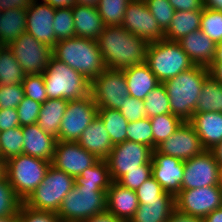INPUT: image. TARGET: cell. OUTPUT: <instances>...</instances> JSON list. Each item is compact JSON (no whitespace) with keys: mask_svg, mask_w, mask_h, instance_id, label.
<instances>
[{"mask_svg":"<svg viewBox=\"0 0 222 222\" xmlns=\"http://www.w3.org/2000/svg\"><path fill=\"white\" fill-rule=\"evenodd\" d=\"M53 57L67 64L90 82L107 67L97 41L82 37L60 40L52 48Z\"/></svg>","mask_w":222,"mask_h":222,"instance_id":"3957f363","label":"cell"},{"mask_svg":"<svg viewBox=\"0 0 222 222\" xmlns=\"http://www.w3.org/2000/svg\"><path fill=\"white\" fill-rule=\"evenodd\" d=\"M209 70L210 74L222 84V61H214Z\"/></svg>","mask_w":222,"mask_h":222,"instance_id":"6f0895ef","label":"cell"},{"mask_svg":"<svg viewBox=\"0 0 222 222\" xmlns=\"http://www.w3.org/2000/svg\"><path fill=\"white\" fill-rule=\"evenodd\" d=\"M189 123L194 127L205 150L222 142V112L194 113Z\"/></svg>","mask_w":222,"mask_h":222,"instance_id":"cb8c5ba5","label":"cell"},{"mask_svg":"<svg viewBox=\"0 0 222 222\" xmlns=\"http://www.w3.org/2000/svg\"><path fill=\"white\" fill-rule=\"evenodd\" d=\"M50 165L51 162L26 154L6 160L5 176L22 202L41 184Z\"/></svg>","mask_w":222,"mask_h":222,"instance_id":"8992f818","label":"cell"},{"mask_svg":"<svg viewBox=\"0 0 222 222\" xmlns=\"http://www.w3.org/2000/svg\"><path fill=\"white\" fill-rule=\"evenodd\" d=\"M222 207V188L219 185L181 190L175 196V208L182 213L205 218Z\"/></svg>","mask_w":222,"mask_h":222,"instance_id":"4fadbf2b","label":"cell"},{"mask_svg":"<svg viewBox=\"0 0 222 222\" xmlns=\"http://www.w3.org/2000/svg\"><path fill=\"white\" fill-rule=\"evenodd\" d=\"M23 154L52 162L57 139L37 124L22 126Z\"/></svg>","mask_w":222,"mask_h":222,"instance_id":"7402d4cb","label":"cell"},{"mask_svg":"<svg viewBox=\"0 0 222 222\" xmlns=\"http://www.w3.org/2000/svg\"><path fill=\"white\" fill-rule=\"evenodd\" d=\"M23 202L16 196L13 187L7 177L0 179V217L18 215Z\"/></svg>","mask_w":222,"mask_h":222,"instance_id":"60d3db41","label":"cell"},{"mask_svg":"<svg viewBox=\"0 0 222 222\" xmlns=\"http://www.w3.org/2000/svg\"><path fill=\"white\" fill-rule=\"evenodd\" d=\"M121 26L148 43L164 39V31L158 25L144 0H132L127 5Z\"/></svg>","mask_w":222,"mask_h":222,"instance_id":"5bb4252c","label":"cell"},{"mask_svg":"<svg viewBox=\"0 0 222 222\" xmlns=\"http://www.w3.org/2000/svg\"><path fill=\"white\" fill-rule=\"evenodd\" d=\"M132 0H99L97 10L105 26L121 25L127 5Z\"/></svg>","mask_w":222,"mask_h":222,"instance_id":"8d00e7d4","label":"cell"},{"mask_svg":"<svg viewBox=\"0 0 222 222\" xmlns=\"http://www.w3.org/2000/svg\"><path fill=\"white\" fill-rule=\"evenodd\" d=\"M126 78L129 96L144 100L160 83L146 63L122 69Z\"/></svg>","mask_w":222,"mask_h":222,"instance_id":"484cf974","label":"cell"},{"mask_svg":"<svg viewBox=\"0 0 222 222\" xmlns=\"http://www.w3.org/2000/svg\"><path fill=\"white\" fill-rule=\"evenodd\" d=\"M145 63L161 83L195 65L177 41L166 39L148 43Z\"/></svg>","mask_w":222,"mask_h":222,"instance_id":"5b68a950","label":"cell"},{"mask_svg":"<svg viewBox=\"0 0 222 222\" xmlns=\"http://www.w3.org/2000/svg\"><path fill=\"white\" fill-rule=\"evenodd\" d=\"M204 6L222 11V0H204Z\"/></svg>","mask_w":222,"mask_h":222,"instance_id":"6125c7cd","label":"cell"},{"mask_svg":"<svg viewBox=\"0 0 222 222\" xmlns=\"http://www.w3.org/2000/svg\"><path fill=\"white\" fill-rule=\"evenodd\" d=\"M8 48L26 75L43 74L53 56L50 46L41 43L27 32L17 38Z\"/></svg>","mask_w":222,"mask_h":222,"instance_id":"7c38bea8","label":"cell"},{"mask_svg":"<svg viewBox=\"0 0 222 222\" xmlns=\"http://www.w3.org/2000/svg\"><path fill=\"white\" fill-rule=\"evenodd\" d=\"M151 176L152 165L145 163L140 166V169H133L125 173L116 182L123 187L136 191Z\"/></svg>","mask_w":222,"mask_h":222,"instance_id":"bcb514c9","label":"cell"},{"mask_svg":"<svg viewBox=\"0 0 222 222\" xmlns=\"http://www.w3.org/2000/svg\"><path fill=\"white\" fill-rule=\"evenodd\" d=\"M214 61H222V40L217 44L216 56Z\"/></svg>","mask_w":222,"mask_h":222,"instance_id":"e7e4bbea","label":"cell"},{"mask_svg":"<svg viewBox=\"0 0 222 222\" xmlns=\"http://www.w3.org/2000/svg\"><path fill=\"white\" fill-rule=\"evenodd\" d=\"M97 115L98 108L91 94L81 99L69 100L57 140L77 142Z\"/></svg>","mask_w":222,"mask_h":222,"instance_id":"30bf717a","label":"cell"},{"mask_svg":"<svg viewBox=\"0 0 222 222\" xmlns=\"http://www.w3.org/2000/svg\"><path fill=\"white\" fill-rule=\"evenodd\" d=\"M25 76L12 52L8 47H4L0 51V85L22 84Z\"/></svg>","mask_w":222,"mask_h":222,"instance_id":"836d02e7","label":"cell"},{"mask_svg":"<svg viewBox=\"0 0 222 222\" xmlns=\"http://www.w3.org/2000/svg\"><path fill=\"white\" fill-rule=\"evenodd\" d=\"M152 152L151 147L129 140L114 145L106 159L111 180L117 181L125 173L151 163Z\"/></svg>","mask_w":222,"mask_h":222,"instance_id":"8fae6325","label":"cell"},{"mask_svg":"<svg viewBox=\"0 0 222 222\" xmlns=\"http://www.w3.org/2000/svg\"><path fill=\"white\" fill-rule=\"evenodd\" d=\"M209 75L208 67L194 65L163 82L173 115L179 117L183 122H189L192 119L202 85Z\"/></svg>","mask_w":222,"mask_h":222,"instance_id":"7a4b0ae2","label":"cell"},{"mask_svg":"<svg viewBox=\"0 0 222 222\" xmlns=\"http://www.w3.org/2000/svg\"><path fill=\"white\" fill-rule=\"evenodd\" d=\"M138 207L139 201L136 191L112 181L106 192V211L129 222Z\"/></svg>","mask_w":222,"mask_h":222,"instance_id":"44dd1931","label":"cell"},{"mask_svg":"<svg viewBox=\"0 0 222 222\" xmlns=\"http://www.w3.org/2000/svg\"><path fill=\"white\" fill-rule=\"evenodd\" d=\"M149 119L153 131V150L156 149L158 144L171 136L183 123L179 117L172 113L156 115Z\"/></svg>","mask_w":222,"mask_h":222,"instance_id":"e575fe53","label":"cell"},{"mask_svg":"<svg viewBox=\"0 0 222 222\" xmlns=\"http://www.w3.org/2000/svg\"><path fill=\"white\" fill-rule=\"evenodd\" d=\"M152 177L162 186L165 192L176 196L181 191L184 175V161L179 158L152 152Z\"/></svg>","mask_w":222,"mask_h":222,"instance_id":"d6986e66","label":"cell"},{"mask_svg":"<svg viewBox=\"0 0 222 222\" xmlns=\"http://www.w3.org/2000/svg\"><path fill=\"white\" fill-rule=\"evenodd\" d=\"M26 10L14 8L3 11L0 17V44L8 47L23 33H26Z\"/></svg>","mask_w":222,"mask_h":222,"instance_id":"83f0119b","label":"cell"},{"mask_svg":"<svg viewBox=\"0 0 222 222\" xmlns=\"http://www.w3.org/2000/svg\"><path fill=\"white\" fill-rule=\"evenodd\" d=\"M24 96L22 84L0 85V109L17 108Z\"/></svg>","mask_w":222,"mask_h":222,"instance_id":"c3c4849f","label":"cell"},{"mask_svg":"<svg viewBox=\"0 0 222 222\" xmlns=\"http://www.w3.org/2000/svg\"><path fill=\"white\" fill-rule=\"evenodd\" d=\"M218 172H219L218 183L219 186L222 188V163H218Z\"/></svg>","mask_w":222,"mask_h":222,"instance_id":"a7ac6f4b","label":"cell"},{"mask_svg":"<svg viewBox=\"0 0 222 222\" xmlns=\"http://www.w3.org/2000/svg\"><path fill=\"white\" fill-rule=\"evenodd\" d=\"M41 105V103L24 96L16 108L20 126L37 124Z\"/></svg>","mask_w":222,"mask_h":222,"instance_id":"7dc6e473","label":"cell"},{"mask_svg":"<svg viewBox=\"0 0 222 222\" xmlns=\"http://www.w3.org/2000/svg\"><path fill=\"white\" fill-rule=\"evenodd\" d=\"M34 0H0V11L12 10L14 8L27 10Z\"/></svg>","mask_w":222,"mask_h":222,"instance_id":"db71d44e","label":"cell"},{"mask_svg":"<svg viewBox=\"0 0 222 222\" xmlns=\"http://www.w3.org/2000/svg\"><path fill=\"white\" fill-rule=\"evenodd\" d=\"M69 100L47 99L41 105L37 125L46 133L56 139L59 136L61 121L65 114Z\"/></svg>","mask_w":222,"mask_h":222,"instance_id":"4316f807","label":"cell"},{"mask_svg":"<svg viewBox=\"0 0 222 222\" xmlns=\"http://www.w3.org/2000/svg\"><path fill=\"white\" fill-rule=\"evenodd\" d=\"M166 222H203V218L187 215L175 208Z\"/></svg>","mask_w":222,"mask_h":222,"instance_id":"11a10c76","label":"cell"},{"mask_svg":"<svg viewBox=\"0 0 222 222\" xmlns=\"http://www.w3.org/2000/svg\"><path fill=\"white\" fill-rule=\"evenodd\" d=\"M203 222H222V207L217 208L203 218Z\"/></svg>","mask_w":222,"mask_h":222,"instance_id":"91938a15","label":"cell"},{"mask_svg":"<svg viewBox=\"0 0 222 222\" xmlns=\"http://www.w3.org/2000/svg\"><path fill=\"white\" fill-rule=\"evenodd\" d=\"M72 14L76 36L97 41L106 27L97 7L75 4L72 6Z\"/></svg>","mask_w":222,"mask_h":222,"instance_id":"d4e9b609","label":"cell"},{"mask_svg":"<svg viewBox=\"0 0 222 222\" xmlns=\"http://www.w3.org/2000/svg\"><path fill=\"white\" fill-rule=\"evenodd\" d=\"M97 43L109 69L122 70L145 63L148 42L121 25L106 26Z\"/></svg>","mask_w":222,"mask_h":222,"instance_id":"6da1fadb","label":"cell"},{"mask_svg":"<svg viewBox=\"0 0 222 222\" xmlns=\"http://www.w3.org/2000/svg\"><path fill=\"white\" fill-rule=\"evenodd\" d=\"M75 4L80 6L97 7L99 0H75Z\"/></svg>","mask_w":222,"mask_h":222,"instance_id":"be15d7a7","label":"cell"},{"mask_svg":"<svg viewBox=\"0 0 222 222\" xmlns=\"http://www.w3.org/2000/svg\"><path fill=\"white\" fill-rule=\"evenodd\" d=\"M0 222H20L18 215L10 217H0Z\"/></svg>","mask_w":222,"mask_h":222,"instance_id":"003e7915","label":"cell"},{"mask_svg":"<svg viewBox=\"0 0 222 222\" xmlns=\"http://www.w3.org/2000/svg\"><path fill=\"white\" fill-rule=\"evenodd\" d=\"M50 4L53 8L72 7L75 5V0H42Z\"/></svg>","mask_w":222,"mask_h":222,"instance_id":"680465c9","label":"cell"},{"mask_svg":"<svg viewBox=\"0 0 222 222\" xmlns=\"http://www.w3.org/2000/svg\"><path fill=\"white\" fill-rule=\"evenodd\" d=\"M156 150L185 161L201 154L205 149L194 127L189 122H183L171 136L156 146Z\"/></svg>","mask_w":222,"mask_h":222,"instance_id":"e0dca14e","label":"cell"},{"mask_svg":"<svg viewBox=\"0 0 222 222\" xmlns=\"http://www.w3.org/2000/svg\"><path fill=\"white\" fill-rule=\"evenodd\" d=\"M112 183L106 160H98L93 166L85 169L75 178L74 185L103 188L107 191Z\"/></svg>","mask_w":222,"mask_h":222,"instance_id":"d6a6232c","label":"cell"},{"mask_svg":"<svg viewBox=\"0 0 222 222\" xmlns=\"http://www.w3.org/2000/svg\"><path fill=\"white\" fill-rule=\"evenodd\" d=\"M53 22L57 42L76 37L72 7L55 8Z\"/></svg>","mask_w":222,"mask_h":222,"instance_id":"f35d334b","label":"cell"},{"mask_svg":"<svg viewBox=\"0 0 222 222\" xmlns=\"http://www.w3.org/2000/svg\"><path fill=\"white\" fill-rule=\"evenodd\" d=\"M175 11H202L204 0H168Z\"/></svg>","mask_w":222,"mask_h":222,"instance_id":"f5cc1de1","label":"cell"},{"mask_svg":"<svg viewBox=\"0 0 222 222\" xmlns=\"http://www.w3.org/2000/svg\"><path fill=\"white\" fill-rule=\"evenodd\" d=\"M6 161L0 157V179L5 177Z\"/></svg>","mask_w":222,"mask_h":222,"instance_id":"03108f58","label":"cell"},{"mask_svg":"<svg viewBox=\"0 0 222 222\" xmlns=\"http://www.w3.org/2000/svg\"><path fill=\"white\" fill-rule=\"evenodd\" d=\"M19 126L20 123L16 108L0 109V132Z\"/></svg>","mask_w":222,"mask_h":222,"instance_id":"816d5d0a","label":"cell"},{"mask_svg":"<svg viewBox=\"0 0 222 222\" xmlns=\"http://www.w3.org/2000/svg\"><path fill=\"white\" fill-rule=\"evenodd\" d=\"M26 14V32L53 48L57 43L53 30L55 8L42 0H34L26 10Z\"/></svg>","mask_w":222,"mask_h":222,"instance_id":"ac0fdd59","label":"cell"},{"mask_svg":"<svg viewBox=\"0 0 222 222\" xmlns=\"http://www.w3.org/2000/svg\"><path fill=\"white\" fill-rule=\"evenodd\" d=\"M77 142L99 160H106L114 146L102 120L98 116L83 131Z\"/></svg>","mask_w":222,"mask_h":222,"instance_id":"603a6c76","label":"cell"},{"mask_svg":"<svg viewBox=\"0 0 222 222\" xmlns=\"http://www.w3.org/2000/svg\"><path fill=\"white\" fill-rule=\"evenodd\" d=\"M177 42L195 65L209 68L213 64L217 44L201 30L193 31Z\"/></svg>","mask_w":222,"mask_h":222,"instance_id":"ffe728a7","label":"cell"},{"mask_svg":"<svg viewBox=\"0 0 222 222\" xmlns=\"http://www.w3.org/2000/svg\"><path fill=\"white\" fill-rule=\"evenodd\" d=\"M119 111L128 122H135L146 117L144 101L131 96H127Z\"/></svg>","mask_w":222,"mask_h":222,"instance_id":"f907efd6","label":"cell"},{"mask_svg":"<svg viewBox=\"0 0 222 222\" xmlns=\"http://www.w3.org/2000/svg\"><path fill=\"white\" fill-rule=\"evenodd\" d=\"M214 158L218 163H222V142L215 145L212 149H210Z\"/></svg>","mask_w":222,"mask_h":222,"instance_id":"94428289","label":"cell"},{"mask_svg":"<svg viewBox=\"0 0 222 222\" xmlns=\"http://www.w3.org/2000/svg\"><path fill=\"white\" fill-rule=\"evenodd\" d=\"M98 160L78 142L57 140L51 165L76 178Z\"/></svg>","mask_w":222,"mask_h":222,"instance_id":"2e32d148","label":"cell"},{"mask_svg":"<svg viewBox=\"0 0 222 222\" xmlns=\"http://www.w3.org/2000/svg\"><path fill=\"white\" fill-rule=\"evenodd\" d=\"M200 30L218 44L222 40V11L204 7Z\"/></svg>","mask_w":222,"mask_h":222,"instance_id":"ab89813d","label":"cell"},{"mask_svg":"<svg viewBox=\"0 0 222 222\" xmlns=\"http://www.w3.org/2000/svg\"><path fill=\"white\" fill-rule=\"evenodd\" d=\"M74 184V177L50 165L41 184L23 204L34 210L57 213L64 197Z\"/></svg>","mask_w":222,"mask_h":222,"instance_id":"ba28073f","label":"cell"},{"mask_svg":"<svg viewBox=\"0 0 222 222\" xmlns=\"http://www.w3.org/2000/svg\"><path fill=\"white\" fill-rule=\"evenodd\" d=\"M202 11H175L164 39L179 41L187 34L200 30Z\"/></svg>","mask_w":222,"mask_h":222,"instance_id":"f1b7e54d","label":"cell"},{"mask_svg":"<svg viewBox=\"0 0 222 222\" xmlns=\"http://www.w3.org/2000/svg\"><path fill=\"white\" fill-rule=\"evenodd\" d=\"M43 78L48 99L75 100L90 94V81L53 56Z\"/></svg>","mask_w":222,"mask_h":222,"instance_id":"277c9868","label":"cell"},{"mask_svg":"<svg viewBox=\"0 0 222 222\" xmlns=\"http://www.w3.org/2000/svg\"><path fill=\"white\" fill-rule=\"evenodd\" d=\"M146 117L171 113L170 101L163 83H159L143 100Z\"/></svg>","mask_w":222,"mask_h":222,"instance_id":"d590c367","label":"cell"},{"mask_svg":"<svg viewBox=\"0 0 222 222\" xmlns=\"http://www.w3.org/2000/svg\"><path fill=\"white\" fill-rule=\"evenodd\" d=\"M160 28L165 32L171 24L175 9L168 0H144Z\"/></svg>","mask_w":222,"mask_h":222,"instance_id":"ee69618b","label":"cell"},{"mask_svg":"<svg viewBox=\"0 0 222 222\" xmlns=\"http://www.w3.org/2000/svg\"><path fill=\"white\" fill-rule=\"evenodd\" d=\"M22 85L26 97L41 104L48 99L43 74L26 75Z\"/></svg>","mask_w":222,"mask_h":222,"instance_id":"f6af8a7d","label":"cell"},{"mask_svg":"<svg viewBox=\"0 0 222 222\" xmlns=\"http://www.w3.org/2000/svg\"><path fill=\"white\" fill-rule=\"evenodd\" d=\"M106 192L103 188L74 185L64 197L57 215L62 222H83L106 211Z\"/></svg>","mask_w":222,"mask_h":222,"instance_id":"52a82bcc","label":"cell"},{"mask_svg":"<svg viewBox=\"0 0 222 222\" xmlns=\"http://www.w3.org/2000/svg\"><path fill=\"white\" fill-rule=\"evenodd\" d=\"M222 112V84L211 74L205 79L195 113Z\"/></svg>","mask_w":222,"mask_h":222,"instance_id":"f546056e","label":"cell"},{"mask_svg":"<svg viewBox=\"0 0 222 222\" xmlns=\"http://www.w3.org/2000/svg\"><path fill=\"white\" fill-rule=\"evenodd\" d=\"M22 126L0 132V157L5 161L13 156L23 154Z\"/></svg>","mask_w":222,"mask_h":222,"instance_id":"74e56055","label":"cell"},{"mask_svg":"<svg viewBox=\"0 0 222 222\" xmlns=\"http://www.w3.org/2000/svg\"><path fill=\"white\" fill-rule=\"evenodd\" d=\"M136 194L139 204L152 201H175V196L165 192L152 176L136 190Z\"/></svg>","mask_w":222,"mask_h":222,"instance_id":"b9f144b4","label":"cell"},{"mask_svg":"<svg viewBox=\"0 0 222 222\" xmlns=\"http://www.w3.org/2000/svg\"><path fill=\"white\" fill-rule=\"evenodd\" d=\"M18 217L20 222H62L56 212L34 210L23 203L18 211Z\"/></svg>","mask_w":222,"mask_h":222,"instance_id":"681fc988","label":"cell"},{"mask_svg":"<svg viewBox=\"0 0 222 222\" xmlns=\"http://www.w3.org/2000/svg\"><path fill=\"white\" fill-rule=\"evenodd\" d=\"M127 140L144 144L153 149V131L148 117L135 122H128Z\"/></svg>","mask_w":222,"mask_h":222,"instance_id":"7bdbcfd3","label":"cell"},{"mask_svg":"<svg viewBox=\"0 0 222 222\" xmlns=\"http://www.w3.org/2000/svg\"><path fill=\"white\" fill-rule=\"evenodd\" d=\"M97 116L102 120L113 145L127 140L128 121L119 110L101 108Z\"/></svg>","mask_w":222,"mask_h":222,"instance_id":"1f68e13d","label":"cell"},{"mask_svg":"<svg viewBox=\"0 0 222 222\" xmlns=\"http://www.w3.org/2000/svg\"><path fill=\"white\" fill-rule=\"evenodd\" d=\"M218 162L210 150L184 161L181 190L219 185Z\"/></svg>","mask_w":222,"mask_h":222,"instance_id":"9a60e30c","label":"cell"},{"mask_svg":"<svg viewBox=\"0 0 222 222\" xmlns=\"http://www.w3.org/2000/svg\"><path fill=\"white\" fill-rule=\"evenodd\" d=\"M175 209V201H152L139 204L129 222H166Z\"/></svg>","mask_w":222,"mask_h":222,"instance_id":"4dcf8cb0","label":"cell"},{"mask_svg":"<svg viewBox=\"0 0 222 222\" xmlns=\"http://www.w3.org/2000/svg\"><path fill=\"white\" fill-rule=\"evenodd\" d=\"M83 222H126L123 219L117 218L115 215L108 211L96 214L88 219H85Z\"/></svg>","mask_w":222,"mask_h":222,"instance_id":"9f6ffc18","label":"cell"},{"mask_svg":"<svg viewBox=\"0 0 222 222\" xmlns=\"http://www.w3.org/2000/svg\"><path fill=\"white\" fill-rule=\"evenodd\" d=\"M4 47L0 44V51L3 49Z\"/></svg>","mask_w":222,"mask_h":222,"instance_id":"89a4df30","label":"cell"},{"mask_svg":"<svg viewBox=\"0 0 222 222\" xmlns=\"http://www.w3.org/2000/svg\"><path fill=\"white\" fill-rule=\"evenodd\" d=\"M90 94L98 109L119 110L129 96L123 71L107 68L90 82Z\"/></svg>","mask_w":222,"mask_h":222,"instance_id":"9c48e42d","label":"cell"}]
</instances>
